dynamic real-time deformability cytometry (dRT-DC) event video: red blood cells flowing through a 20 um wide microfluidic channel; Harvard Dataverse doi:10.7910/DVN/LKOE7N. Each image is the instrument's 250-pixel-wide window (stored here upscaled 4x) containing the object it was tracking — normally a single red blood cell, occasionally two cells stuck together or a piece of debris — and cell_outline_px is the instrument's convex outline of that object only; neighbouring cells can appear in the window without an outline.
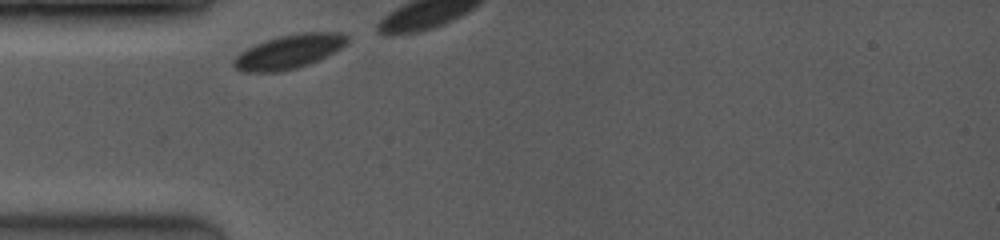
{"species": "common noctule bat (a hibernating species)", "species_latin": "Nyctalus noctula", "temperature_condition": "room temperature", "stored_images_in_passage": 5, "camera_frame_rate_fps": 3500, "um_per_image_px": 0.085, "animal": {"sex": "female", "body_mass_g": 19.0, "forearm_length_mm": 53.3}, "frame": {"image": 1, "passage_image": 1, "time_ms": 0.0, "image_size_px": [1000, 240], "cell_outline_px": [[348, 40], [340, 48], [308, 64], [296, 68], [280, 72], [240, 72], [232, 64], [232, 60], [240, 52], [256, 44], [280, 36], [300, 32], [344, 32], [348, 36]], "centroid_in_image_um": [24.53, 4.39], "position_along_channel_um": 60.5, "area_um2": 22.25}}